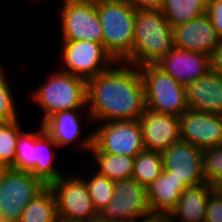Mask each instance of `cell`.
<instances>
[{
	"label": "cell",
	"instance_id": "6da1fadb",
	"mask_svg": "<svg viewBox=\"0 0 222 222\" xmlns=\"http://www.w3.org/2000/svg\"><path fill=\"white\" fill-rule=\"evenodd\" d=\"M145 109L144 83L137 66L117 62L87 81V112L93 125L138 120Z\"/></svg>",
	"mask_w": 222,
	"mask_h": 222
},
{
	"label": "cell",
	"instance_id": "7a4b0ae2",
	"mask_svg": "<svg viewBox=\"0 0 222 222\" xmlns=\"http://www.w3.org/2000/svg\"><path fill=\"white\" fill-rule=\"evenodd\" d=\"M173 47V28L161 10L137 9L133 50L124 63L137 67L156 64Z\"/></svg>",
	"mask_w": 222,
	"mask_h": 222
},
{
	"label": "cell",
	"instance_id": "3957f363",
	"mask_svg": "<svg viewBox=\"0 0 222 222\" xmlns=\"http://www.w3.org/2000/svg\"><path fill=\"white\" fill-rule=\"evenodd\" d=\"M102 25V44L116 62H124L133 50L136 8L125 0H96Z\"/></svg>",
	"mask_w": 222,
	"mask_h": 222
},
{
	"label": "cell",
	"instance_id": "277c9868",
	"mask_svg": "<svg viewBox=\"0 0 222 222\" xmlns=\"http://www.w3.org/2000/svg\"><path fill=\"white\" fill-rule=\"evenodd\" d=\"M29 93L44 113L41 124L60 111H87V81L60 69Z\"/></svg>",
	"mask_w": 222,
	"mask_h": 222
},
{
	"label": "cell",
	"instance_id": "5b68a950",
	"mask_svg": "<svg viewBox=\"0 0 222 222\" xmlns=\"http://www.w3.org/2000/svg\"><path fill=\"white\" fill-rule=\"evenodd\" d=\"M144 83L146 108L177 117L188 110L185 86L156 64L139 67Z\"/></svg>",
	"mask_w": 222,
	"mask_h": 222
},
{
	"label": "cell",
	"instance_id": "8992f818",
	"mask_svg": "<svg viewBox=\"0 0 222 222\" xmlns=\"http://www.w3.org/2000/svg\"><path fill=\"white\" fill-rule=\"evenodd\" d=\"M46 187L29 171L7 168L0 179V214L7 222H19L27 204Z\"/></svg>",
	"mask_w": 222,
	"mask_h": 222
},
{
	"label": "cell",
	"instance_id": "52a82bcc",
	"mask_svg": "<svg viewBox=\"0 0 222 222\" xmlns=\"http://www.w3.org/2000/svg\"><path fill=\"white\" fill-rule=\"evenodd\" d=\"M61 44V61L65 64L61 71L71 73L86 81L117 63L102 43L82 40L61 41Z\"/></svg>",
	"mask_w": 222,
	"mask_h": 222
},
{
	"label": "cell",
	"instance_id": "ba28073f",
	"mask_svg": "<svg viewBox=\"0 0 222 222\" xmlns=\"http://www.w3.org/2000/svg\"><path fill=\"white\" fill-rule=\"evenodd\" d=\"M60 11L62 41L102 43V25L93 0H64Z\"/></svg>",
	"mask_w": 222,
	"mask_h": 222
},
{
	"label": "cell",
	"instance_id": "9c48e42d",
	"mask_svg": "<svg viewBox=\"0 0 222 222\" xmlns=\"http://www.w3.org/2000/svg\"><path fill=\"white\" fill-rule=\"evenodd\" d=\"M93 130V146L102 153L135 157L145 149L139 120L101 122Z\"/></svg>",
	"mask_w": 222,
	"mask_h": 222
},
{
	"label": "cell",
	"instance_id": "30bf717a",
	"mask_svg": "<svg viewBox=\"0 0 222 222\" xmlns=\"http://www.w3.org/2000/svg\"><path fill=\"white\" fill-rule=\"evenodd\" d=\"M99 215L114 222H138L151 216L147 187L134 178L115 181L112 201Z\"/></svg>",
	"mask_w": 222,
	"mask_h": 222
},
{
	"label": "cell",
	"instance_id": "8fae6325",
	"mask_svg": "<svg viewBox=\"0 0 222 222\" xmlns=\"http://www.w3.org/2000/svg\"><path fill=\"white\" fill-rule=\"evenodd\" d=\"M49 187L55 196L58 217L90 222L98 215L92 204L84 177L71 175L68 178L63 174Z\"/></svg>",
	"mask_w": 222,
	"mask_h": 222
},
{
	"label": "cell",
	"instance_id": "7c38bea8",
	"mask_svg": "<svg viewBox=\"0 0 222 222\" xmlns=\"http://www.w3.org/2000/svg\"><path fill=\"white\" fill-rule=\"evenodd\" d=\"M163 170L171 171L187 187L207 183L203 173L202 149L184 141L172 144L162 153Z\"/></svg>",
	"mask_w": 222,
	"mask_h": 222
},
{
	"label": "cell",
	"instance_id": "4fadbf2b",
	"mask_svg": "<svg viewBox=\"0 0 222 222\" xmlns=\"http://www.w3.org/2000/svg\"><path fill=\"white\" fill-rule=\"evenodd\" d=\"M181 141L204 149L222 145V115L187 110L179 116Z\"/></svg>",
	"mask_w": 222,
	"mask_h": 222
},
{
	"label": "cell",
	"instance_id": "5bb4252c",
	"mask_svg": "<svg viewBox=\"0 0 222 222\" xmlns=\"http://www.w3.org/2000/svg\"><path fill=\"white\" fill-rule=\"evenodd\" d=\"M145 150L162 153L180 141L179 117L145 109L138 119Z\"/></svg>",
	"mask_w": 222,
	"mask_h": 222
},
{
	"label": "cell",
	"instance_id": "9a60e30c",
	"mask_svg": "<svg viewBox=\"0 0 222 222\" xmlns=\"http://www.w3.org/2000/svg\"><path fill=\"white\" fill-rule=\"evenodd\" d=\"M156 65L186 86L210 71V56L173 47Z\"/></svg>",
	"mask_w": 222,
	"mask_h": 222
},
{
	"label": "cell",
	"instance_id": "2e32d148",
	"mask_svg": "<svg viewBox=\"0 0 222 222\" xmlns=\"http://www.w3.org/2000/svg\"><path fill=\"white\" fill-rule=\"evenodd\" d=\"M219 39L207 14L173 27L174 47L210 56Z\"/></svg>",
	"mask_w": 222,
	"mask_h": 222
},
{
	"label": "cell",
	"instance_id": "e0dca14e",
	"mask_svg": "<svg viewBox=\"0 0 222 222\" xmlns=\"http://www.w3.org/2000/svg\"><path fill=\"white\" fill-rule=\"evenodd\" d=\"M185 89L189 110L222 115V76L209 71Z\"/></svg>",
	"mask_w": 222,
	"mask_h": 222
},
{
	"label": "cell",
	"instance_id": "ac0fdd59",
	"mask_svg": "<svg viewBox=\"0 0 222 222\" xmlns=\"http://www.w3.org/2000/svg\"><path fill=\"white\" fill-rule=\"evenodd\" d=\"M186 188L183 181L171 176V171L162 170L161 175L147 187L151 214L168 216Z\"/></svg>",
	"mask_w": 222,
	"mask_h": 222
},
{
	"label": "cell",
	"instance_id": "d6986e66",
	"mask_svg": "<svg viewBox=\"0 0 222 222\" xmlns=\"http://www.w3.org/2000/svg\"><path fill=\"white\" fill-rule=\"evenodd\" d=\"M80 141L79 146L92 153V159L95 160L94 164H97L96 171L98 173L113 181L132 178L134 157L99 152L93 146V131L87 132L86 136L82 137Z\"/></svg>",
	"mask_w": 222,
	"mask_h": 222
},
{
	"label": "cell",
	"instance_id": "ffe728a7",
	"mask_svg": "<svg viewBox=\"0 0 222 222\" xmlns=\"http://www.w3.org/2000/svg\"><path fill=\"white\" fill-rule=\"evenodd\" d=\"M211 192L212 187L208 183L187 187L180 195L175 208L168 215L169 221L204 222L206 204Z\"/></svg>",
	"mask_w": 222,
	"mask_h": 222
},
{
	"label": "cell",
	"instance_id": "44dd1931",
	"mask_svg": "<svg viewBox=\"0 0 222 222\" xmlns=\"http://www.w3.org/2000/svg\"><path fill=\"white\" fill-rule=\"evenodd\" d=\"M38 131L35 132L33 169L30 173L41 180L46 186L56 181L61 175V171L54 166V150L59 148L58 144L45 131L43 124L39 125Z\"/></svg>",
	"mask_w": 222,
	"mask_h": 222
},
{
	"label": "cell",
	"instance_id": "7402d4cb",
	"mask_svg": "<svg viewBox=\"0 0 222 222\" xmlns=\"http://www.w3.org/2000/svg\"><path fill=\"white\" fill-rule=\"evenodd\" d=\"M80 112L81 111L79 110L60 111L49 117L43 123L45 131L58 144L59 148L71 144L73 141L80 138V135L82 134L81 131L83 130L82 126L84 127L82 124H92L90 125V128L93 126L89 113L84 114L86 118H82L79 115ZM79 117L86 120V123H84Z\"/></svg>",
	"mask_w": 222,
	"mask_h": 222
},
{
	"label": "cell",
	"instance_id": "603a6c76",
	"mask_svg": "<svg viewBox=\"0 0 222 222\" xmlns=\"http://www.w3.org/2000/svg\"><path fill=\"white\" fill-rule=\"evenodd\" d=\"M161 12L173 28L207 14V0H164Z\"/></svg>",
	"mask_w": 222,
	"mask_h": 222
},
{
	"label": "cell",
	"instance_id": "cb8c5ba5",
	"mask_svg": "<svg viewBox=\"0 0 222 222\" xmlns=\"http://www.w3.org/2000/svg\"><path fill=\"white\" fill-rule=\"evenodd\" d=\"M57 219L55 196L47 186L27 204L19 222H57Z\"/></svg>",
	"mask_w": 222,
	"mask_h": 222
},
{
	"label": "cell",
	"instance_id": "d4e9b609",
	"mask_svg": "<svg viewBox=\"0 0 222 222\" xmlns=\"http://www.w3.org/2000/svg\"><path fill=\"white\" fill-rule=\"evenodd\" d=\"M163 160L160 152L143 150L134 157L132 178L139 184L148 187L162 173Z\"/></svg>",
	"mask_w": 222,
	"mask_h": 222
},
{
	"label": "cell",
	"instance_id": "484cf974",
	"mask_svg": "<svg viewBox=\"0 0 222 222\" xmlns=\"http://www.w3.org/2000/svg\"><path fill=\"white\" fill-rule=\"evenodd\" d=\"M90 177L84 178L88 192L98 214L112 201L115 181L108 179L97 171L90 173ZM93 174V175H92Z\"/></svg>",
	"mask_w": 222,
	"mask_h": 222
},
{
	"label": "cell",
	"instance_id": "4316f807",
	"mask_svg": "<svg viewBox=\"0 0 222 222\" xmlns=\"http://www.w3.org/2000/svg\"><path fill=\"white\" fill-rule=\"evenodd\" d=\"M19 120L2 122L0 125V164L6 168H10L15 162L17 138L23 131Z\"/></svg>",
	"mask_w": 222,
	"mask_h": 222
},
{
	"label": "cell",
	"instance_id": "83f0119b",
	"mask_svg": "<svg viewBox=\"0 0 222 222\" xmlns=\"http://www.w3.org/2000/svg\"><path fill=\"white\" fill-rule=\"evenodd\" d=\"M35 132L22 131L16 142L15 162L10 167L17 171H31L33 169Z\"/></svg>",
	"mask_w": 222,
	"mask_h": 222
},
{
	"label": "cell",
	"instance_id": "f1b7e54d",
	"mask_svg": "<svg viewBox=\"0 0 222 222\" xmlns=\"http://www.w3.org/2000/svg\"><path fill=\"white\" fill-rule=\"evenodd\" d=\"M6 69L0 65V121L11 122L19 119V114L13 97L12 89L9 85Z\"/></svg>",
	"mask_w": 222,
	"mask_h": 222
},
{
	"label": "cell",
	"instance_id": "f546056e",
	"mask_svg": "<svg viewBox=\"0 0 222 222\" xmlns=\"http://www.w3.org/2000/svg\"><path fill=\"white\" fill-rule=\"evenodd\" d=\"M203 173L208 184L222 178V145L202 150Z\"/></svg>",
	"mask_w": 222,
	"mask_h": 222
},
{
	"label": "cell",
	"instance_id": "4dcf8cb0",
	"mask_svg": "<svg viewBox=\"0 0 222 222\" xmlns=\"http://www.w3.org/2000/svg\"><path fill=\"white\" fill-rule=\"evenodd\" d=\"M207 15L219 41H222V0H207Z\"/></svg>",
	"mask_w": 222,
	"mask_h": 222
},
{
	"label": "cell",
	"instance_id": "1f68e13d",
	"mask_svg": "<svg viewBox=\"0 0 222 222\" xmlns=\"http://www.w3.org/2000/svg\"><path fill=\"white\" fill-rule=\"evenodd\" d=\"M204 222H222V197L213 191L207 200Z\"/></svg>",
	"mask_w": 222,
	"mask_h": 222
},
{
	"label": "cell",
	"instance_id": "d6a6232c",
	"mask_svg": "<svg viewBox=\"0 0 222 222\" xmlns=\"http://www.w3.org/2000/svg\"><path fill=\"white\" fill-rule=\"evenodd\" d=\"M210 71L222 76V41H219L210 55Z\"/></svg>",
	"mask_w": 222,
	"mask_h": 222
},
{
	"label": "cell",
	"instance_id": "836d02e7",
	"mask_svg": "<svg viewBox=\"0 0 222 222\" xmlns=\"http://www.w3.org/2000/svg\"><path fill=\"white\" fill-rule=\"evenodd\" d=\"M136 9L161 10L164 0H125Z\"/></svg>",
	"mask_w": 222,
	"mask_h": 222
},
{
	"label": "cell",
	"instance_id": "e575fe53",
	"mask_svg": "<svg viewBox=\"0 0 222 222\" xmlns=\"http://www.w3.org/2000/svg\"><path fill=\"white\" fill-rule=\"evenodd\" d=\"M138 222H170L168 216L151 215L145 219L139 220Z\"/></svg>",
	"mask_w": 222,
	"mask_h": 222
},
{
	"label": "cell",
	"instance_id": "d590c367",
	"mask_svg": "<svg viewBox=\"0 0 222 222\" xmlns=\"http://www.w3.org/2000/svg\"><path fill=\"white\" fill-rule=\"evenodd\" d=\"M212 191L222 197V178L215 180L212 184Z\"/></svg>",
	"mask_w": 222,
	"mask_h": 222
},
{
	"label": "cell",
	"instance_id": "8d00e7d4",
	"mask_svg": "<svg viewBox=\"0 0 222 222\" xmlns=\"http://www.w3.org/2000/svg\"><path fill=\"white\" fill-rule=\"evenodd\" d=\"M90 222H114L112 220L109 219H105L103 218L101 215H97L95 218H93Z\"/></svg>",
	"mask_w": 222,
	"mask_h": 222
},
{
	"label": "cell",
	"instance_id": "74e56055",
	"mask_svg": "<svg viewBox=\"0 0 222 222\" xmlns=\"http://www.w3.org/2000/svg\"><path fill=\"white\" fill-rule=\"evenodd\" d=\"M57 222H83V221H75L58 217Z\"/></svg>",
	"mask_w": 222,
	"mask_h": 222
},
{
	"label": "cell",
	"instance_id": "f35d334b",
	"mask_svg": "<svg viewBox=\"0 0 222 222\" xmlns=\"http://www.w3.org/2000/svg\"><path fill=\"white\" fill-rule=\"evenodd\" d=\"M6 169L7 168L4 165L0 164V179H1L3 173L5 172Z\"/></svg>",
	"mask_w": 222,
	"mask_h": 222
},
{
	"label": "cell",
	"instance_id": "ab89813d",
	"mask_svg": "<svg viewBox=\"0 0 222 222\" xmlns=\"http://www.w3.org/2000/svg\"><path fill=\"white\" fill-rule=\"evenodd\" d=\"M0 222H7L6 219L0 214Z\"/></svg>",
	"mask_w": 222,
	"mask_h": 222
}]
</instances>
